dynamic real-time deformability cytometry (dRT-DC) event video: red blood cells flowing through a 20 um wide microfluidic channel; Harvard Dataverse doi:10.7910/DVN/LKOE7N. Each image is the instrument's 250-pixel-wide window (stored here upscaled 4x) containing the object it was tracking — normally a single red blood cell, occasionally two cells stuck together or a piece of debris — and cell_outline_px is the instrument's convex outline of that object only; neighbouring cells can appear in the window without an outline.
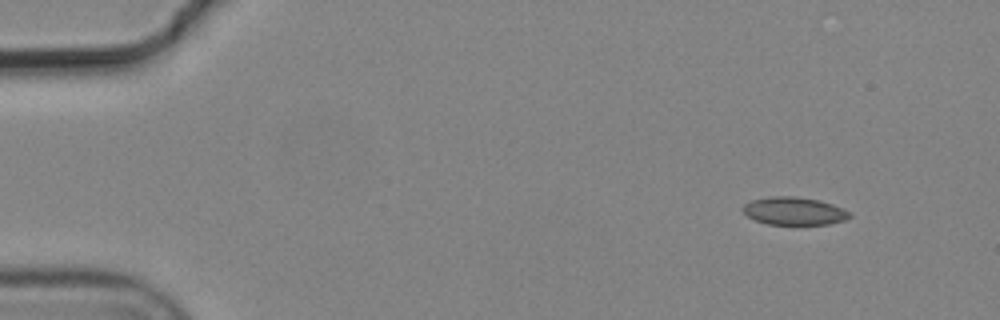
{"species": "common noctule bat (a hibernating species)", "species_latin": "Nyctalus noctula", "temperature_condition": "cold", "stored_images_in_passage": 9, "camera_frame_rate_fps": 3000, "um_per_image_px": 0.085, "animal": {"sex": "male", "body_mass_g": 19.2, "forearm_length_mm": 51.8}, "frame": {"image": 1, "passage_image": 1, "time_ms": 0.0, "image_size_px": [1000, 320], "cell_outline_px": [[852, 216], [844, 220], [828, 224], [768, 224], [756, 220], [748, 216], [740, 208], [744, 204], [752, 200], [768, 196], [796, 196], [820, 200], [844, 208], [852, 212]], "centroid_in_image_um": [67.52, 17.92], "position_along_channel_um": 17.5, "area_um2": 17.46}}
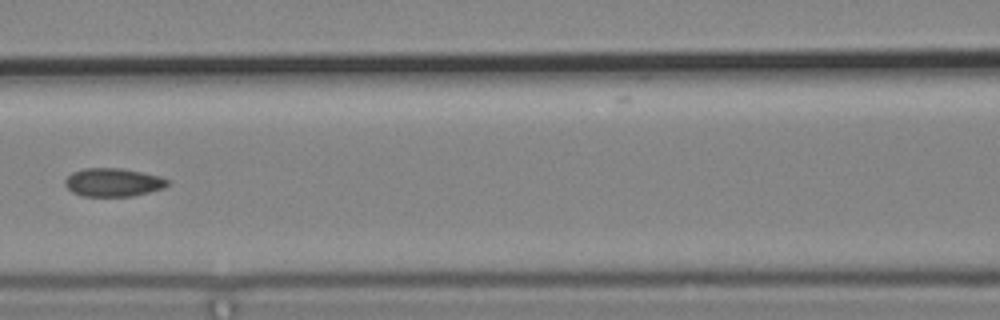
{"frame": {"image": 2, "passage_image": 6, "time_ms": 1.667, "image_size_px": [1000, 320], "cell_outline_px": [[172, 184], [164, 188], [132, 196], [84, 196], [72, 192], [64, 184], [64, 180], [72, 172], [84, 168], [120, 168], [160, 176], [172, 180]], "centroid_in_image_um": [9.65, 15.5], "position_along_channel_um": 156.9, "area_um2": 17.05}}
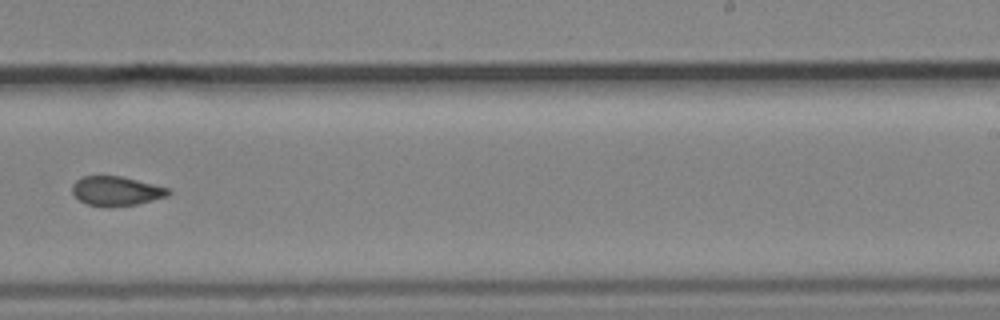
{"frame": {"image": 3, "passage_image": 9, "time_ms": 2.667, "image_size_px": [1000, 320], "cell_outline_px": [[172, 192], [168, 196], [136, 204], [88, 204], [80, 200], [72, 192], [72, 184], [76, 180], [84, 176], [120, 176], [172, 188]], "centroid_in_image_um": [9.94, 16.19], "position_along_channel_um": 279.1, "area_um2": 15.9}}